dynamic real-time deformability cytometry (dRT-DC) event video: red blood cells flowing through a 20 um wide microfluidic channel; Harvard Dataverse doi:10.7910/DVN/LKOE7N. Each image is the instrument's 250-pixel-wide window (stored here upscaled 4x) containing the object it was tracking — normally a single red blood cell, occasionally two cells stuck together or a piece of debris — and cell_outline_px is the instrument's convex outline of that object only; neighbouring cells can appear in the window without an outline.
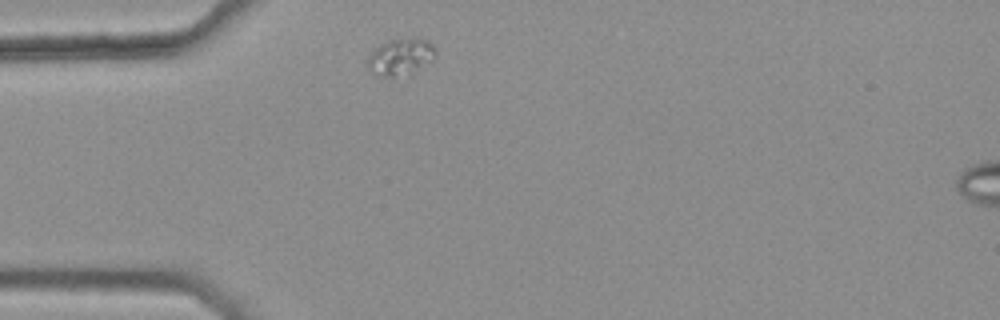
{"species": "common noctule bat (a hibernating species)", "species_latin": "Nyctalus noctula", "temperature_condition": "warm", "stored_images_in_passage": 2, "camera_frame_rate_fps": 3000, "um_per_image_px": 0.085, "animal": {"sex": "female", "body_mass_g": 25.1}, "frame": {"image": 1, "passage_image": 1, "time_ms": 0.0, "image_size_px": [1000, 320], "cell_outline_px": [[436, 56], [432, 60], [412, 72], [392, 76], [372, 76], [368, 72], [368, 60], [372, 52], [380, 44], [388, 40], [404, 36], [420, 36], [428, 40], [436, 48]], "centroid_in_image_um": [34.06, 4.77], "position_along_channel_um": 50.9, "area_um2": 14.91}}